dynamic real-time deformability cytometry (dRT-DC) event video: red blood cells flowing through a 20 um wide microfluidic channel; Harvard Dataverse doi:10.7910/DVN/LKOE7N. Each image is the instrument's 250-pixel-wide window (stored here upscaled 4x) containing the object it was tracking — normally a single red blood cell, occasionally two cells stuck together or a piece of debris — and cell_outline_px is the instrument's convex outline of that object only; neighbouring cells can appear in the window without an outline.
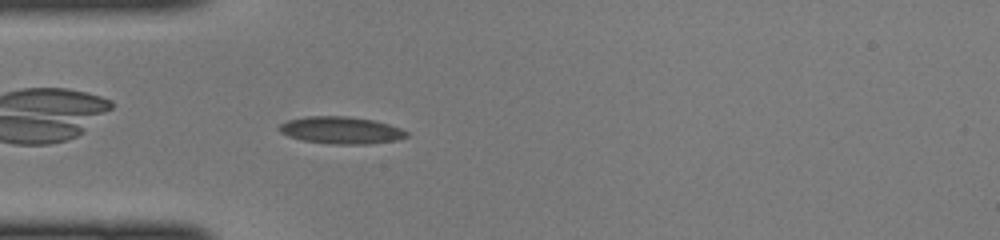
{"species": "common noctule bat (a hibernating species)", "species_latin": "Nyctalus noctula", "temperature_condition": "cold", "stored_images_in_passage": 36, "camera_frame_rate_fps": 3000, "um_per_image_px": 0.085, "animal": {"sex": "female", "body_mass_g": 22.0, "forearm_length_mm": 56.7}, "frame": {"image": 1, "passage_image": 3, "time_ms": 0.667, "image_size_px": [1000, 240], "cell_outline_px": [[408, 136], [396, 140], [364, 144], [336, 144], [304, 140], [288, 136], [280, 132], [280, 124], [288, 120], [308, 116], [348, 116], [372, 120], [388, 124], [400, 128], [408, 132]], "centroid_in_image_um": [29.0, 11.06], "position_along_channel_um": 56.0, "area_um2": 19.83}}
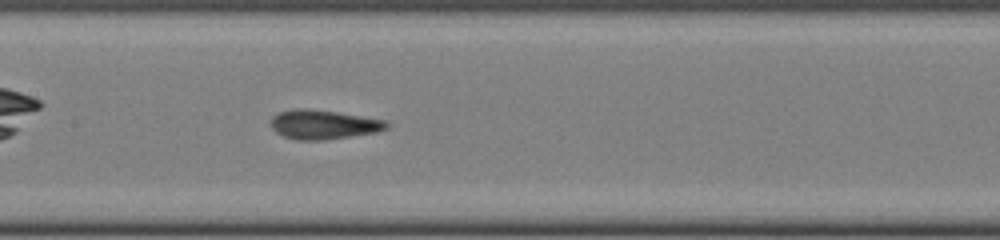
{"frame": {"image": 2, "passage_image": 12, "time_ms": 3.667, "image_size_px": [1000, 240], "cell_outline_px": [[388, 128], [376, 132], [324, 140], [296, 140], [284, 136], [276, 132], [272, 128], [272, 116], [276, 112], [296, 108], [308, 108], [336, 112], [384, 120], [388, 124]], "centroid_in_image_um": [27.44, 10.58], "position_along_channel_um": 180.0, "area_um2": 19.59}}
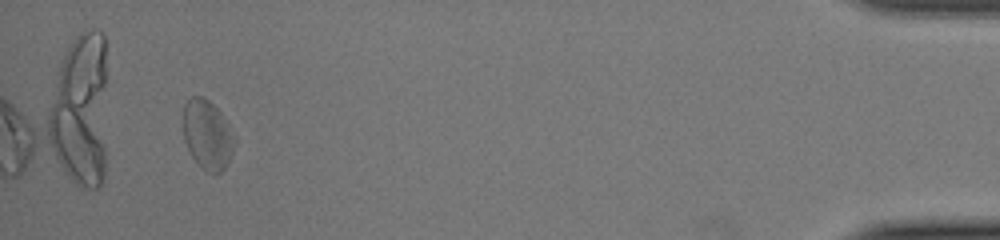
{"frame": {"image": 3, "passage_image": 34, "time_ms": 11.0, "image_size_px": [1000, 240], "cell_outline_px": [[236, 140], [232, 152], [224, 168], [216, 176], [208, 172], [192, 156], [184, 140], [184, 104], [192, 96], [204, 96], [220, 112]], "centroid_in_image_um": [17.62, 11.45], "position_along_channel_um": 417.6, "area_um2": 20.29}}